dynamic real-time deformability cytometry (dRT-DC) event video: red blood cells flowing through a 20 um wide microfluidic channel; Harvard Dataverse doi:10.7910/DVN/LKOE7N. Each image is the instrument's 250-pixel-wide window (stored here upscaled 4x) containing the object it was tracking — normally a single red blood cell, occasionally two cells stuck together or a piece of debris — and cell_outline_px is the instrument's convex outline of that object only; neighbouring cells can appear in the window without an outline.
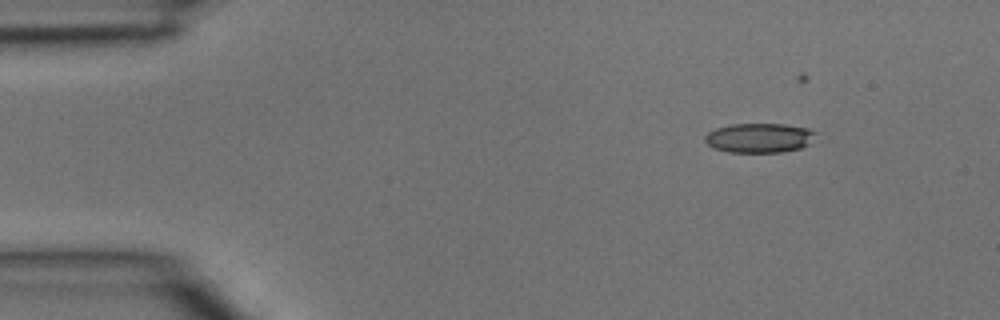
{"species": "common noctule bat (a hibernating species)", "species_latin": "Nyctalus noctula", "temperature_condition": "room temperature", "stored_images_in_passage": 3, "camera_frame_rate_fps": 3000, "um_per_image_px": 0.085, "animal": {"sex": "male", "body_mass_g": 15.6}, "frame": {"image": 1, "passage_image": 1, "time_ms": 0.0, "image_size_px": [1000, 320], "cell_outline_px": [[820, 132], [808, 144], [800, 148], [784, 152], [728, 152], [712, 148], [704, 140], [704, 136], [708, 132], [716, 128], [732, 124], [784, 124], [808, 128]], "centroid_in_image_um": [64.56, 11.72], "position_along_channel_um": 20.4, "area_um2": 19.25}}
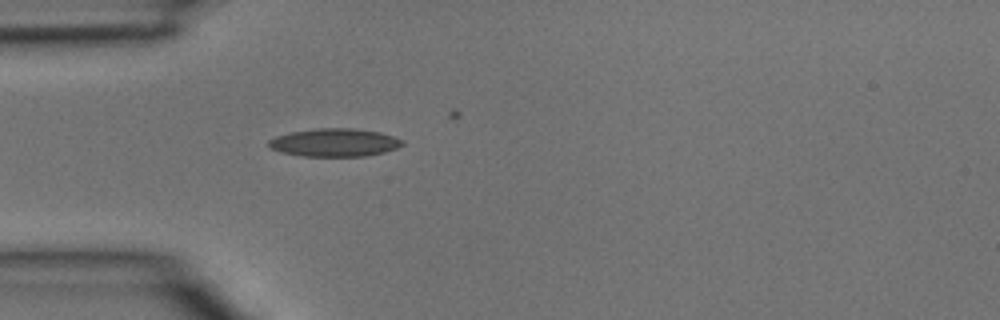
{"frame": {"image": 2, "passage_image": 3, "time_ms": 0.667, "image_size_px": [1000, 320], "cell_outline_px": [[404, 144], [396, 148], [384, 152], [368, 156], [304, 156], [280, 152], [272, 148], [268, 144], [268, 140], [276, 136], [292, 132], [316, 128], [352, 128], [380, 132], [404, 140]], "centroid_in_image_um": [28.46, 12.11], "position_along_channel_um": 56.5, "area_um2": 21.79}}